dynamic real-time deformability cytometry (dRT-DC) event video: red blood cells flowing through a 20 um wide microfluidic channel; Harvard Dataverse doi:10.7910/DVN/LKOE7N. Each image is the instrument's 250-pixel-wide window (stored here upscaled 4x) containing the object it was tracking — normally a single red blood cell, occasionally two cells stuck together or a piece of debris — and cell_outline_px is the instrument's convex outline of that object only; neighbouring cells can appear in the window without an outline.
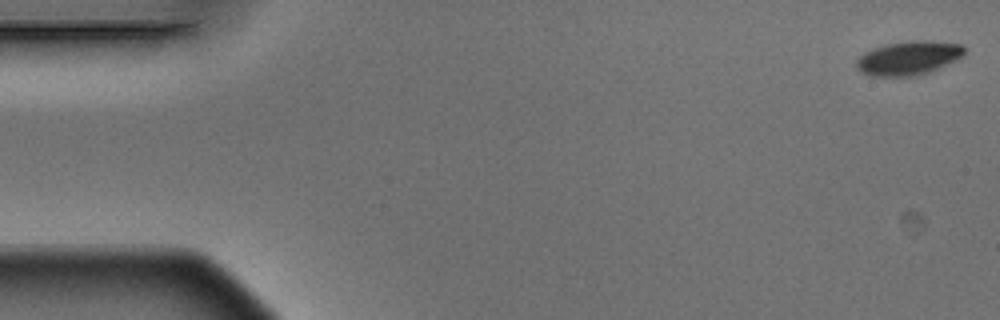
{"species": "Egyptian fruit bat (a non-hibernating species)", "species_latin": "Rousettus aegyptiacus", "temperature_condition": "warm", "stored_images_in_passage": 5, "camera_frame_rate_fps": 3000, "um_per_image_px": 0.085, "animal": {"sex": "male"}, "frame": {"image": 1, "passage_image": 1, "time_ms": 0.0, "image_size_px": [1000, 320], "cell_outline_px": [[964, 52], [956, 60], [928, 72], [916, 76], [872, 76], [856, 68], [856, 60], [860, 56], [876, 48], [888, 44], [920, 40], [924, 40], [964, 44]], "centroid_in_image_um": [77.25, 4.94], "position_along_channel_um": 7.8, "area_um2": 20.81}}
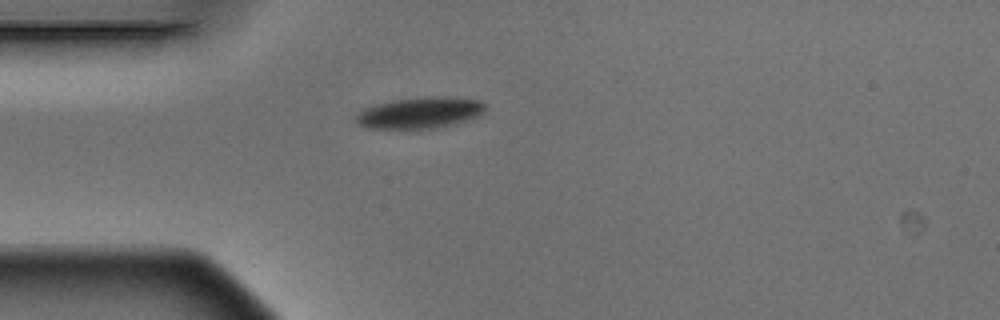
{"frame": {"image": 2, "passage_image": 5, "time_ms": 1.333, "image_size_px": [1000, 320], "cell_outline_px": [[488, 104], [484, 112], [480, 116], [432, 128], [368, 128], [360, 124], [356, 120], [356, 116], [364, 108], [376, 104], [392, 100], [428, 96], [444, 96], [480, 100]], "centroid_in_image_um": [35.74, 9.55], "position_along_channel_um": 49.3, "area_um2": 23.29}}